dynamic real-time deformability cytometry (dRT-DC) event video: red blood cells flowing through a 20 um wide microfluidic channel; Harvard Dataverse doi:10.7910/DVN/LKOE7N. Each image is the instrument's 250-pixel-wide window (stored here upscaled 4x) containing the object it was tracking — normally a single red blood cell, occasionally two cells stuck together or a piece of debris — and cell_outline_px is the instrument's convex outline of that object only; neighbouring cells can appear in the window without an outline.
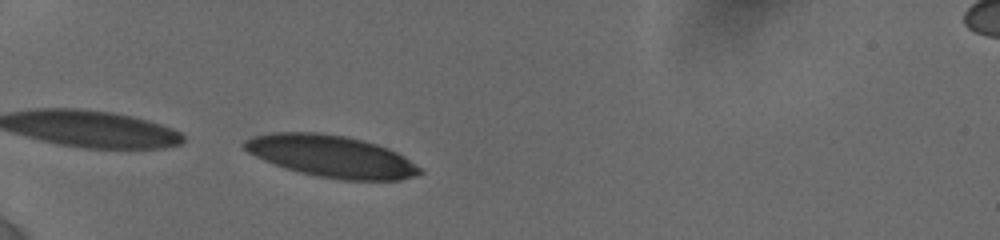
{"species": "human", "species_latin": "Homo sapiens", "temperature_condition": "cold", "stored_images_in_passage": 38, "camera_frame_rate_fps": 3000, "um_per_image_px": 0.085, "donor": {"sex": "female"}, "frame": {"image": 1, "passage_image": 1, "time_ms": 0.0, "image_size_px": [1000, 240], "cell_outline_px": [[424, 172], [416, 176], [400, 180], [340, 180], [316, 176], [284, 168], [264, 160], [248, 152], [240, 144], [244, 140], [252, 136], [272, 132], [316, 132], [344, 136], [364, 140], [388, 148], [404, 156], [424, 168]], "centroid_in_image_um": [28.19, 13.29], "position_along_channel_um": 56.8, "area_um2": 43.18}}
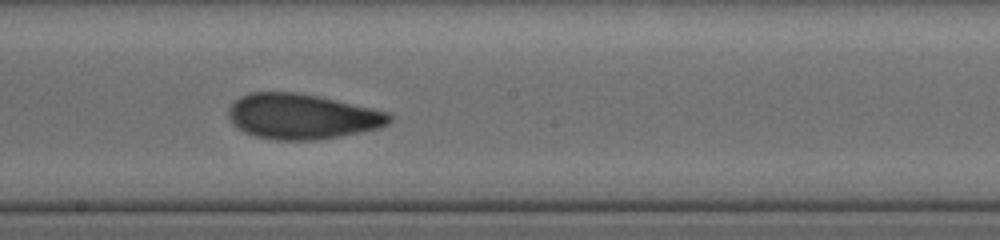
{"frame": {"image": 2, "passage_image": 17, "time_ms": 5.0, "image_size_px": [1000, 240], "cell_outline_px": [[392, 120], [388, 124], [380, 128], [340, 136], [316, 140], [276, 140], [256, 136], [244, 132], [232, 124], [228, 116], [228, 108], [240, 96], [252, 92], [296, 92], [320, 96], [372, 108], [388, 112], [392, 116]], "centroid_in_image_um": [25.67, 9.89], "position_along_channel_um": 222.5, "area_um2": 42.6}}
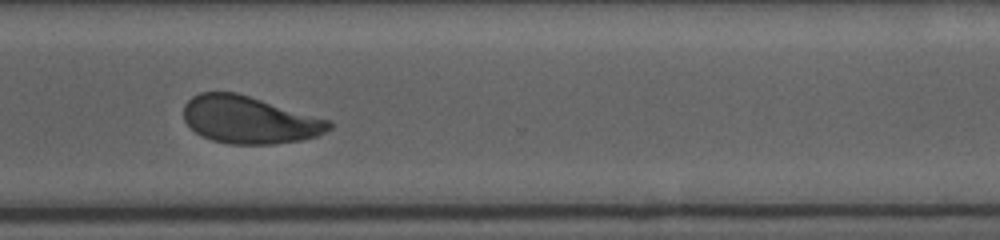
{"frame": {"image": 3, "passage_image": 28, "time_ms": 8.333, "image_size_px": [1000, 240], "cell_outline_px": [[332, 128], [316, 136], [300, 140], [272, 144], [232, 144], [212, 140], [196, 132], [184, 120], [184, 104], [192, 96], [200, 92], [236, 92], [332, 120]], "centroid_in_image_um": [21.21, 10.17], "position_along_channel_um": 349.4, "area_um2": 40.06}, "authors_computed_cell_mechanics": {"area_um2": 41.7027, "velocity_mm_per_s": 3.8222, "shape_relaxation_time_tau1_ms": 5.7277, "shape_relaxation_time_tau2_ms": 1.6333, "deformation_change_tau1": 0.1541, "deformation_change_tau2": 0.0752}}